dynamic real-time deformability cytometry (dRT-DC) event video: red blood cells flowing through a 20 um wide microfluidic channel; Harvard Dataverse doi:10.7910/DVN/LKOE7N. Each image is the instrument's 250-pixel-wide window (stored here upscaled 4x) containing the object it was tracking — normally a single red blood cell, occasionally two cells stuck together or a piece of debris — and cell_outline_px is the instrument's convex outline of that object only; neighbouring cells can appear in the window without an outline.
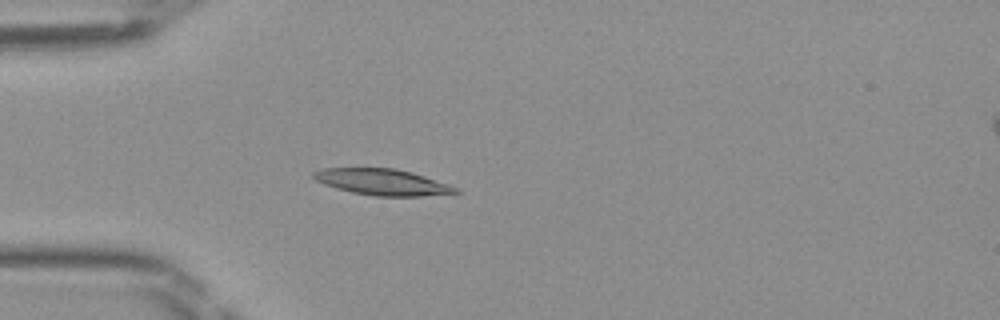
{"species": "Egyptian fruit bat (a non-hibernating species)", "species_latin": "Rousettus aegyptiacus", "temperature_condition": "room temperature", "stored_images_in_passage": 41, "camera_frame_rate_fps": 3000, "um_per_image_px": 0.085, "frame": {"image": 1, "passage_image": 7, "time_ms": 2.0, "image_size_px": [1000, 320], "cell_outline_px": [[460, 192], [420, 196], [372, 196], [352, 192], [336, 188], [324, 184], [316, 180], [312, 176], [312, 172], [324, 168], [396, 168], [412, 172], [460, 188]], "centroid_in_image_um": [32.49, 15.47], "position_along_channel_um": 52.5, "area_um2": 21.62}}
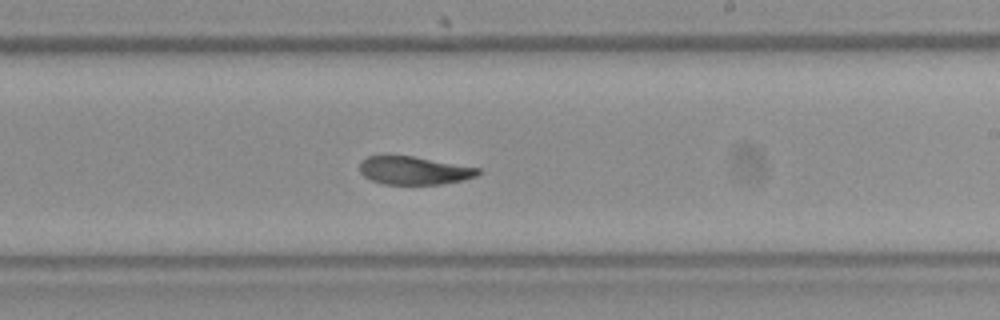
{"frame": {"image": 2, "passage_image": 22, "time_ms": 7.0, "image_size_px": [1000, 320], "cell_outline_px": [[484, 172], [476, 176], [464, 180], [440, 184], [384, 184], [372, 180], [364, 176], [360, 172], [360, 160], [368, 156], [384, 152], [412, 156], [480, 168]], "centroid_in_image_um": [35.15, 14.45], "position_along_channel_um": 253.9, "area_um2": 20.0}}
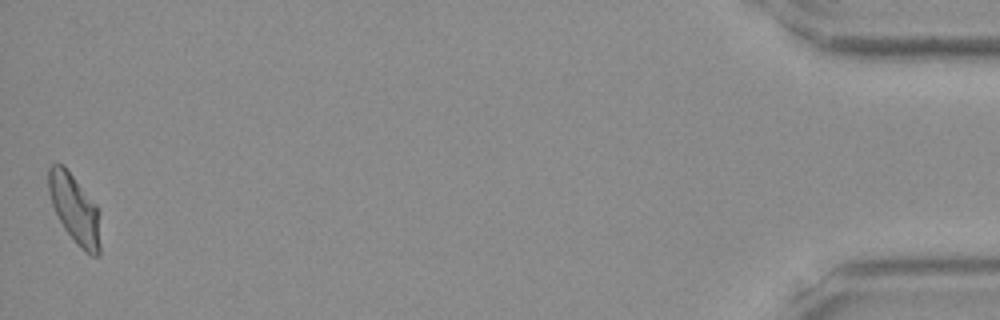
{"frame": {"image": 3, "passage_image": 41, "time_ms": 13.333, "image_size_px": [1000, 320], "cell_outline_px": [[100, 256], [92, 256], [80, 248], [76, 244], [64, 228], [52, 204], [48, 192], [48, 168], [52, 164], [64, 164], [96, 204], [100, 212]], "centroid_in_image_um": [6.37, 17.77], "position_along_channel_um": 428.8, "area_um2": 21.1}}